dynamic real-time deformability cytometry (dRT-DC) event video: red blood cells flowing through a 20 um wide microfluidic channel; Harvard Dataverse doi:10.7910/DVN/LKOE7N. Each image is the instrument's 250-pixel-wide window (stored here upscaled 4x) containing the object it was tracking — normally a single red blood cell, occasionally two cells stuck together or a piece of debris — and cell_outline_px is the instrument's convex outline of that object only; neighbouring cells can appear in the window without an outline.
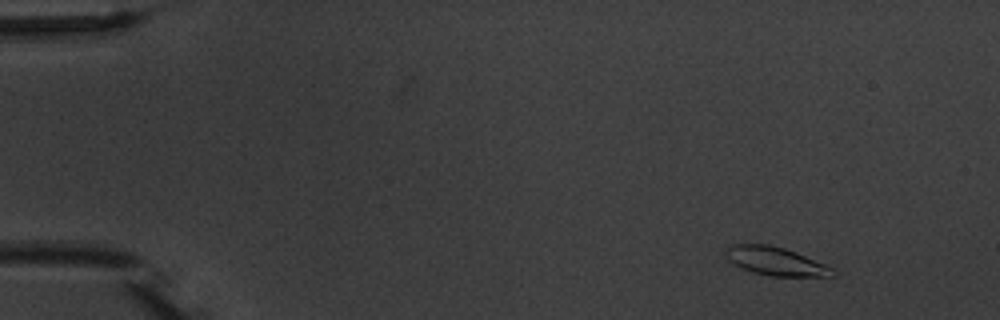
{"species": "common noctule bat (a hibernating species)", "species_latin": "Nyctalus noctula", "temperature_condition": "warm", "stored_images_in_passage": 5, "camera_frame_rate_fps": 3000, "um_per_image_px": 0.085, "animal": {"sex": "male", "body_mass_g": 20.1, "forearm_length_mm": 53.5}, "frame": {"image": 1, "passage_image": 2, "time_ms": 1.333, "image_size_px": [1000, 320], "cell_outline_px": [[836, 276], [768, 276], [752, 272], [732, 264], [728, 260], [724, 252], [732, 244], [768, 244], [784, 248], [796, 252], [824, 264], [832, 268], [836, 272]], "centroid_in_image_um": [65.9, 22.21], "position_along_channel_um": 19.1, "area_um2": 17.69}}